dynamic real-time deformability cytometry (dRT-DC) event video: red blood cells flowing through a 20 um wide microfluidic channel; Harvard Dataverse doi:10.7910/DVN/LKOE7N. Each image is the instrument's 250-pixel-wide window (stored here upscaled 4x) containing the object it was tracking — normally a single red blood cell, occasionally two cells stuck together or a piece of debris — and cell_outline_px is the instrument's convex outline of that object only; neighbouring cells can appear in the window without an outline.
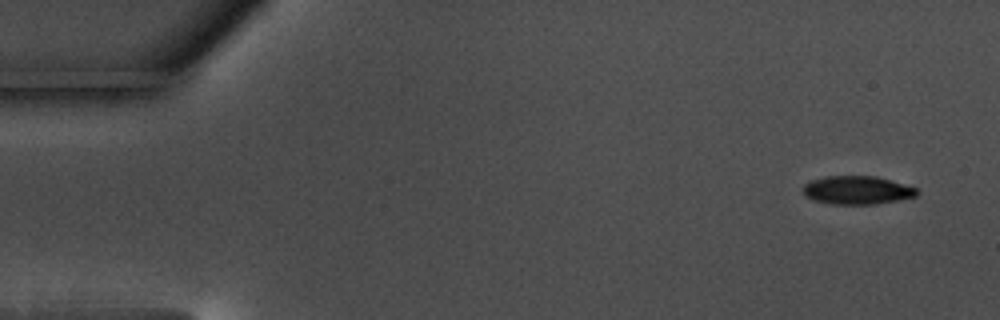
{"species": "common noctule bat (a hibernating species)", "species_latin": "Nyctalus noctula", "temperature_condition": "warm", "stored_images_in_passage": 56, "camera_frame_rate_fps": 3000, "um_per_image_px": 0.085, "animal": {"sex": "male", "body_mass_g": 17.5, "forearm_length_mm": 52.3}, "frame": {"image": 1, "passage_image": 1, "time_ms": 0.0, "image_size_px": [1000, 320], "cell_outline_px": [[920, 192], [916, 196], [876, 204], [832, 204], [812, 200], [804, 196], [804, 184], [812, 180], [828, 176], [876, 176], [916, 188]], "centroid_in_image_um": [72.83, 16.17], "position_along_channel_um": 12.2, "area_um2": 18.67}}
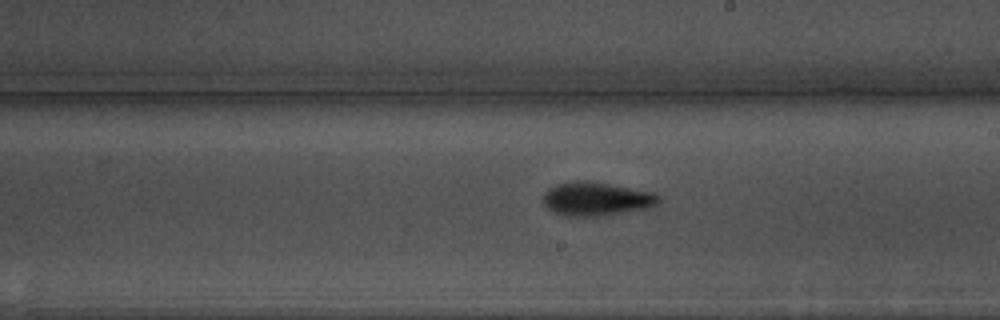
{"frame": {"image": 2, "passage_image": 31, "time_ms": 10.0, "image_size_px": [1000, 320], "cell_outline_px": [[660, 200], [656, 204], [648, 208], [604, 216], [572, 216], [552, 212], [544, 204], [544, 192], [548, 188], [556, 184], [576, 180], [588, 180], [652, 192], [660, 196]], "centroid_in_image_um": [50.67, 16.9], "position_along_channel_um": 238.3, "area_um2": 22.66}}
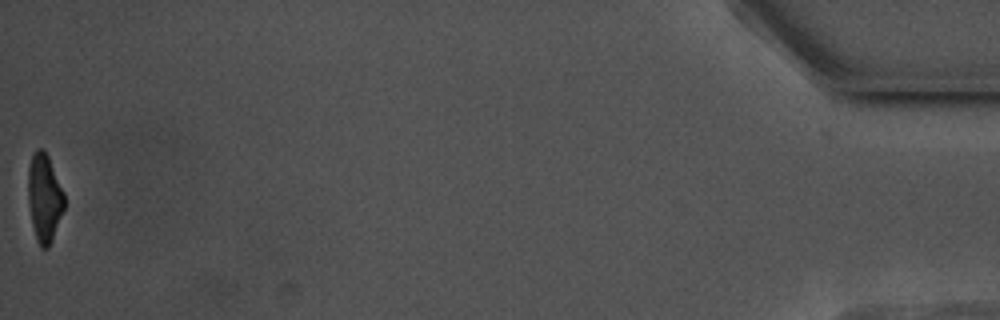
{"frame": {"image": 3, "passage_image": 56, "time_ms": 18.333, "image_size_px": [1000, 320], "cell_outline_px": [[64, 208], [52, 240], [48, 248], [40, 248], [36, 240], [32, 224], [28, 204], [28, 168], [32, 152], [36, 148], [44, 148], [48, 156], [64, 192]], "centroid_in_image_um": [3.75, 16.79], "position_along_channel_um": 431.4, "area_um2": 18.73}, "authors_computed_cell_mechanics": {"area_um2": 20.4323, "velocity_mm_per_s": 3.5227, "shape_relaxation_time_tau1_ms": 3.2452, "shape_relaxation_time_tau2_ms": 2.8907, "deformation_change_tau1": 0.1527, "deformation_change_tau2": 0.1118}}